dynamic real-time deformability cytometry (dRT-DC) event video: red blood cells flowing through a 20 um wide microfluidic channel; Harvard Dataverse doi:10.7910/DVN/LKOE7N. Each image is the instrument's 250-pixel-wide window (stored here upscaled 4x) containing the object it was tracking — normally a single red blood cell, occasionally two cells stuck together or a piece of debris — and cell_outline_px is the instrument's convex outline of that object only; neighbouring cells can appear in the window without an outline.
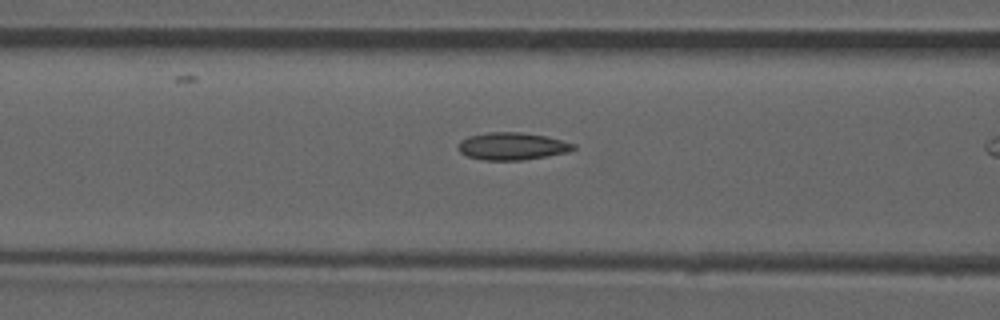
{"species": "common noctule bat (a hibernating species)", "species_latin": "Nyctalus noctula", "temperature_condition": "room temperature", "stored_images_in_passage": 14, "camera_frame_rate_fps": 3000, "um_per_image_px": 0.085, "animal": {"sex": "male", "forearm_length_mm": 52.5}, "frame": {"image": 1, "passage_image": 12, "time_ms": 3.667, "image_size_px": [1000, 320], "cell_outline_px": [[576, 148], [568, 152], [520, 160], [484, 160], [468, 156], [460, 152], [456, 144], [460, 140], [468, 136], [488, 132], [520, 132], [544, 136], [576, 144]], "centroid_in_image_um": [43.49, 12.42], "position_along_channel_um": 123.1, "area_um2": 18.26}}